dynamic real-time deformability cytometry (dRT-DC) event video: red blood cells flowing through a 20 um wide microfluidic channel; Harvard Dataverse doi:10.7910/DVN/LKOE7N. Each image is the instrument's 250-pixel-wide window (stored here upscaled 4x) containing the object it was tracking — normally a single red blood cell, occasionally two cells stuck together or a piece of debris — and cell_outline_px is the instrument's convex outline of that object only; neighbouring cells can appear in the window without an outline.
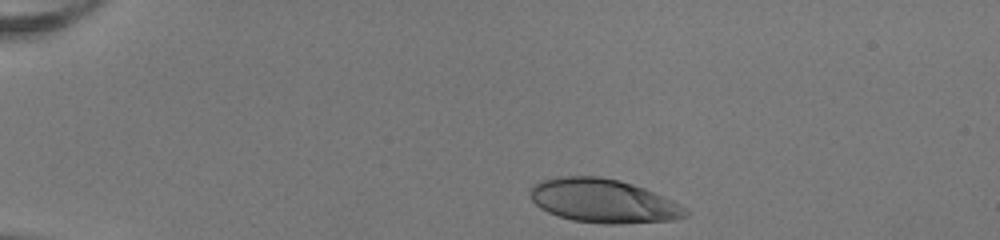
{"species": "human", "species_latin": "Homo sapiens", "temperature_condition": "room temperature", "stored_images_in_passage": 35, "camera_frame_rate_fps": 3000, "um_per_image_px": 0.085, "donor": {"sex": "female"}, "frame": {"image": 1, "passage_image": 1, "time_ms": 0.0, "image_size_px": [1000, 240], "cell_outline_px": [[692, 212], [688, 216], [676, 220], [616, 224], [604, 224], [572, 220], [548, 212], [540, 208], [532, 200], [528, 192], [528, 188], [532, 184], [540, 180], [560, 176], [600, 176], [620, 180], [644, 188], [672, 200]], "centroid_in_image_um": [51.27, 17.07], "position_along_channel_um": 33.7, "area_um2": 40.0}}
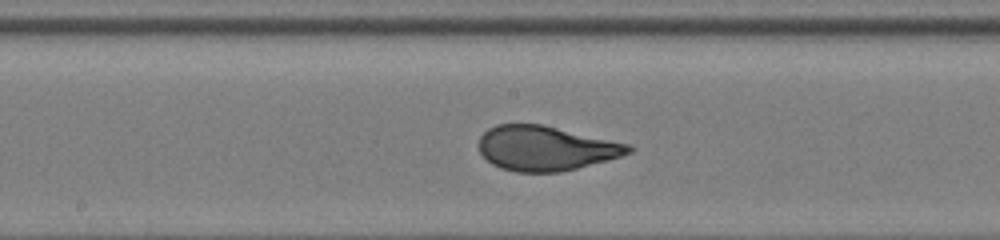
{"frame": {"image": 2, "passage_image": 19, "time_ms": 6.0, "image_size_px": [1000, 240], "cell_outline_px": [[636, 148], [632, 152], [608, 160], [560, 172], [516, 172], [500, 168], [492, 164], [480, 152], [480, 136], [488, 128], [496, 124], [540, 124], [632, 144]], "centroid_in_image_um": [46.41, 12.6], "position_along_channel_um": 201.8, "area_um2": 38.96}}
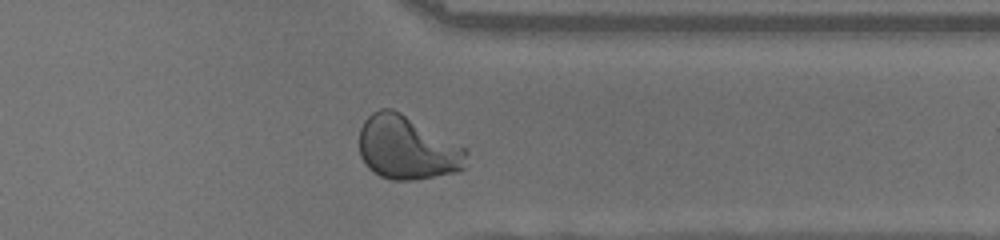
{"frame": {"image": 3, "passage_image": 32, "time_ms": 10.333, "image_size_px": [1000, 240], "cell_outline_px": [[468, 168], [460, 172], [412, 180], [392, 180], [380, 176], [372, 172], [364, 164], [360, 156], [360, 128], [364, 120], [372, 112], [380, 108], [392, 108], [400, 112], [468, 148]], "centroid_in_image_um": [34.66, 12.58], "position_along_channel_um": 376.7, "area_um2": 40.46}, "authors_computed_cell_mechanics": {"area_um2": 39.2462, "velocity_mm_per_s": 4.0515, "shape_relaxation_time_tau1_ms": 4.1562, "shape_relaxation_time_tau2_ms": null, "deformation_change_tau1": 0.229, "deformation_change_tau2": null}}